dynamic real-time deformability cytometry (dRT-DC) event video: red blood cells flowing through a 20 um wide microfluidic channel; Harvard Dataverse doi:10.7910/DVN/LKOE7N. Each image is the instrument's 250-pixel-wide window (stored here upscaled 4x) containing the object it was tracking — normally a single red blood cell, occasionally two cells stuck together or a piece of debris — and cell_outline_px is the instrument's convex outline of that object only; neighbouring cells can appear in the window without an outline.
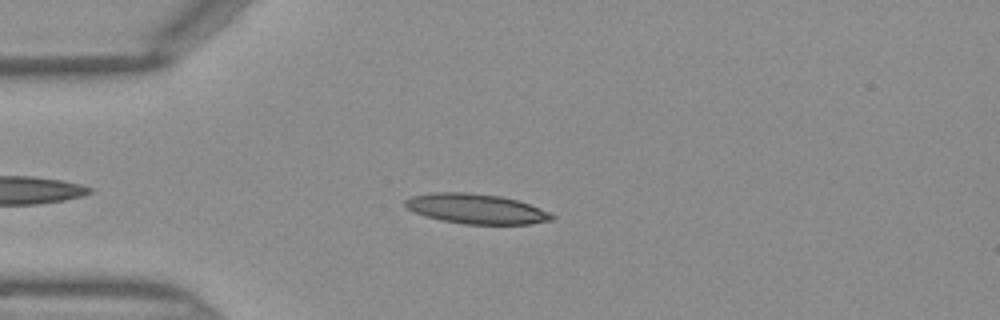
{"species": "Egyptian fruit bat (a non-hibernating species)", "species_latin": "Rousettus aegyptiacus", "temperature_condition": "warm", "stored_images_in_passage": 38, "camera_frame_rate_fps": 3000, "um_per_image_px": 0.085, "frame": {"image": 1, "passage_image": 4, "time_ms": 1.0, "image_size_px": [1000, 320], "cell_outline_px": [[556, 216], [552, 220], [532, 224], [464, 224], [444, 220], [428, 216], [416, 212], [408, 208], [404, 204], [404, 200], [412, 196], [432, 192], [468, 192], [500, 196], [516, 200], [528, 204], [548, 212]], "centroid_in_image_um": [40.48, 17.74], "position_along_channel_um": 44.5, "area_um2": 25.26}}
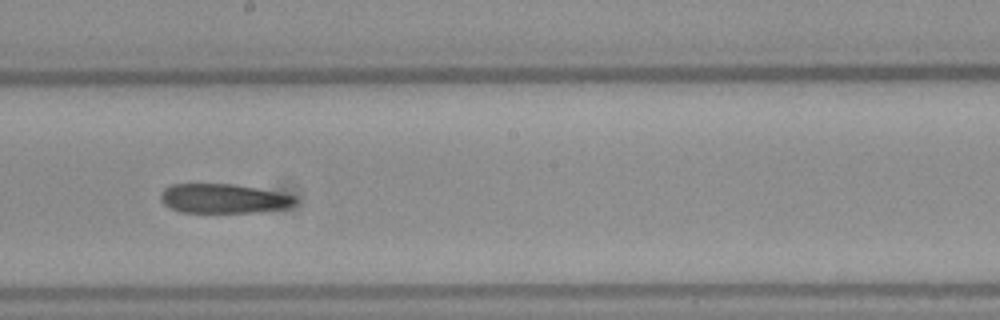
{"frame": {"image": 2, "passage_image": 18, "time_ms": 5.667, "image_size_px": [1000, 320], "cell_outline_px": [[296, 200], [288, 208], [252, 212], [180, 212], [168, 208], [160, 200], [160, 192], [164, 188], [172, 184], [232, 184], [256, 188], [296, 196]], "centroid_in_image_um": [18.93, 16.88], "position_along_channel_um": 229.3, "area_um2": 22.95}}
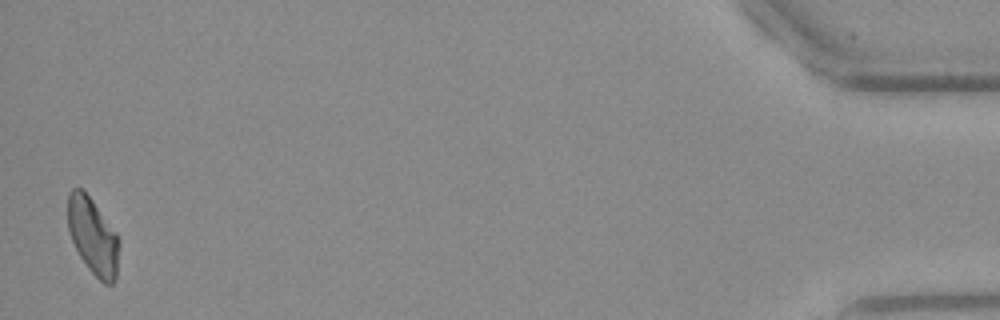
{"frame": {"image": 3, "passage_image": 38, "time_ms": 12.333, "image_size_px": [1000, 320], "cell_outline_px": [[120, 244], [116, 276], [112, 284], [104, 284], [88, 268], [80, 256], [72, 240], [68, 228], [68, 196], [72, 188], [80, 188], [92, 200], [116, 232], [120, 240]], "centroid_in_image_um": [7.92, 20.09], "position_along_channel_um": 427.3, "area_um2": 22.66}}